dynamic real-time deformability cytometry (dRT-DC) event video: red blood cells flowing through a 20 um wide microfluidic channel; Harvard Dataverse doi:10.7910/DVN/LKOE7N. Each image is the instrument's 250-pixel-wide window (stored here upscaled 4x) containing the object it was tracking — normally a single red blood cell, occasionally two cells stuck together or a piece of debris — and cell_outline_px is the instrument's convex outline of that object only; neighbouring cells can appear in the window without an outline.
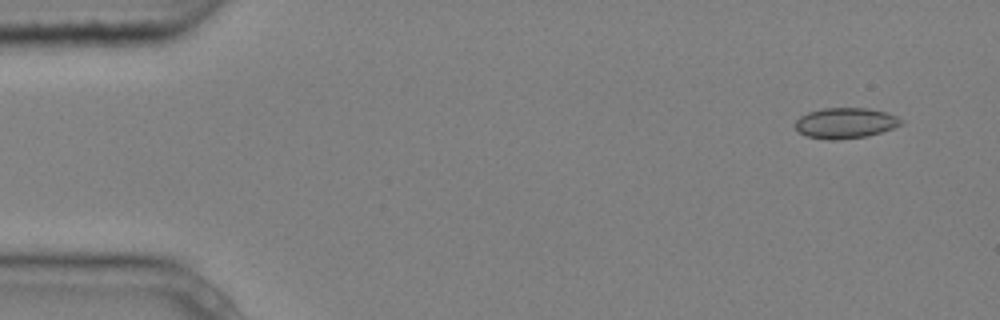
{"species": "common noctule bat (a hibernating species)", "species_latin": "Nyctalus noctula", "temperature_condition": "cold", "stored_images_in_passage": 5, "camera_frame_rate_fps": 3000, "um_per_image_px": 0.085, "animal": {"sex": "male", "body_mass_g": 20.4}, "frame": {"image": 1, "passage_image": 1, "time_ms": 0.0, "image_size_px": [1000, 320], "cell_outline_px": [[904, 124], [868, 136], [836, 140], [828, 140], [808, 136], [800, 132], [796, 128], [796, 120], [800, 116], [808, 112], [824, 108], [868, 108], [884, 112], [896, 116], [904, 120]], "centroid_in_image_um": [71.88, 10.46], "position_along_channel_um": 13.1, "area_um2": 18.79}}
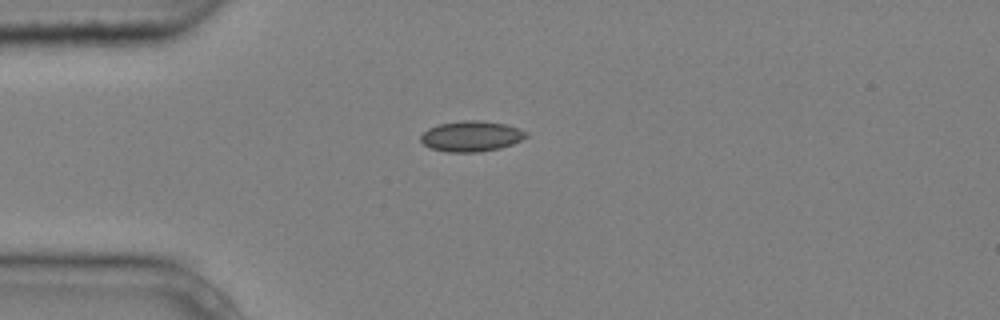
{"frame": {"image": 2, "passage_image": 4, "time_ms": 1.0, "image_size_px": [1000, 320], "cell_outline_px": [[528, 136], [512, 144], [500, 148], [480, 152], [444, 152], [428, 148], [420, 140], [420, 136], [428, 128], [440, 124], [464, 120], [480, 120], [504, 124], [528, 132]], "centroid_in_image_um": [40.03, 11.59], "position_along_channel_um": 45.0, "area_um2": 18.79}}
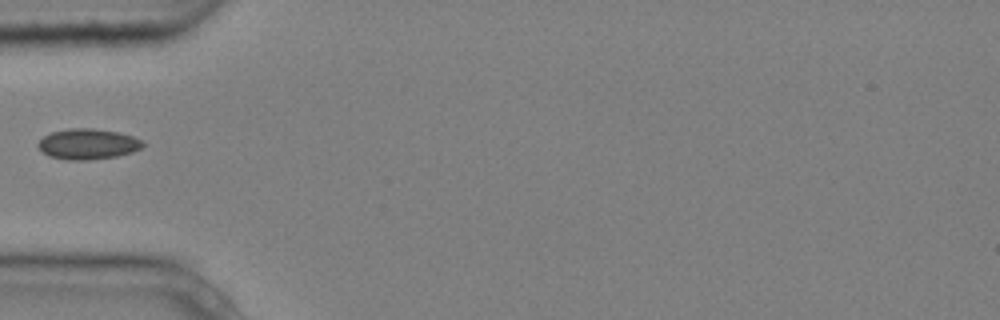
{"frame": {"image": 3, "passage_image": 5, "time_ms": 1.333, "image_size_px": [1000, 320], "cell_outline_px": [[144, 144], [140, 148], [132, 152], [116, 156], [88, 160], [68, 160], [48, 156], [36, 144], [44, 136], [52, 132], [68, 128], [92, 128], [120, 132], [144, 140]], "centroid_in_image_um": [7.48, 12.23], "position_along_channel_um": 77.5, "area_um2": 18.67}}